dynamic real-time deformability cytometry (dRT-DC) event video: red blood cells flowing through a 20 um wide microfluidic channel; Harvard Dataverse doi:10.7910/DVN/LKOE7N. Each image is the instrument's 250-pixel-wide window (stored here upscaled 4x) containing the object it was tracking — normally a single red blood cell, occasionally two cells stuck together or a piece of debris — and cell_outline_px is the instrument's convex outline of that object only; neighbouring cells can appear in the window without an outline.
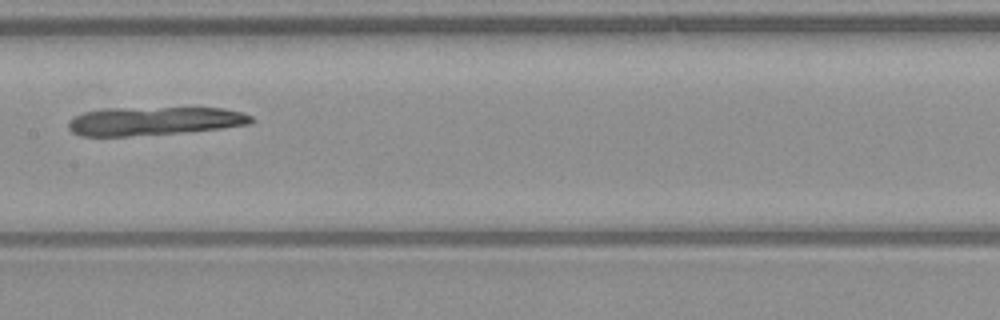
{"species": "common noctule bat (a hibernating species)", "species_latin": "Nyctalus noctula", "temperature_condition": "warm", "stored_images_in_passage": 52, "camera_frame_rate_fps": 3000, "um_per_image_px": 0.085, "animal": {"sex": "male", "body_mass_g": 23.1, "forearm_length_mm": 52.7}, "frame": {"image": 1, "passage_image": 26, "time_ms": 8.333, "image_size_px": [1000, 320], "cell_outline_px": [[256, 120], [248, 124], [224, 128], [180, 132], [128, 136], [80, 136], [72, 132], [68, 128], [68, 120], [72, 116], [84, 112], [104, 108], [224, 108], [240, 112], [252, 116]], "centroid_in_image_um": [13.06, 10.28], "position_along_channel_um": 194.3, "area_um2": 30.4}}